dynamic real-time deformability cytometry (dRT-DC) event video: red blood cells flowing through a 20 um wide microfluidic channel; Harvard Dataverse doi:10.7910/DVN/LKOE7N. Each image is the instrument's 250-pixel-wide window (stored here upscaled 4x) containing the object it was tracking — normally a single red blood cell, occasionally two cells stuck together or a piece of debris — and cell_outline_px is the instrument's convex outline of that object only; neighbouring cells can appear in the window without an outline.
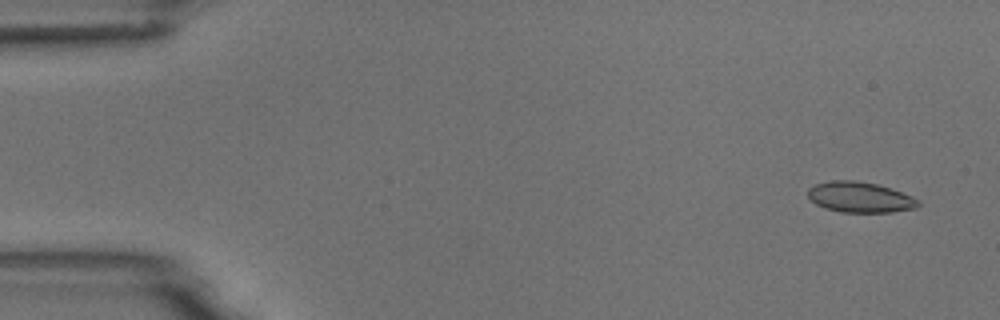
{"species": "common noctule bat (a hibernating species)", "species_latin": "Nyctalus noctula", "temperature_condition": "room temperature", "stored_images_in_passage": 7, "camera_frame_rate_fps": 3000, "um_per_image_px": 0.085, "animal": {"sex": "male", "body_mass_g": 18.8}, "frame": {"image": 1, "passage_image": 1, "time_ms": 0.0, "image_size_px": [1000, 320], "cell_outline_px": [[920, 204], [916, 208], [892, 212], [840, 212], [824, 208], [816, 204], [808, 196], [808, 188], [816, 184], [832, 180], [856, 180], [876, 184], [912, 196], [920, 200]], "centroid_in_image_um": [73.09, 16.77], "position_along_channel_um": 11.9, "area_um2": 19.59}}
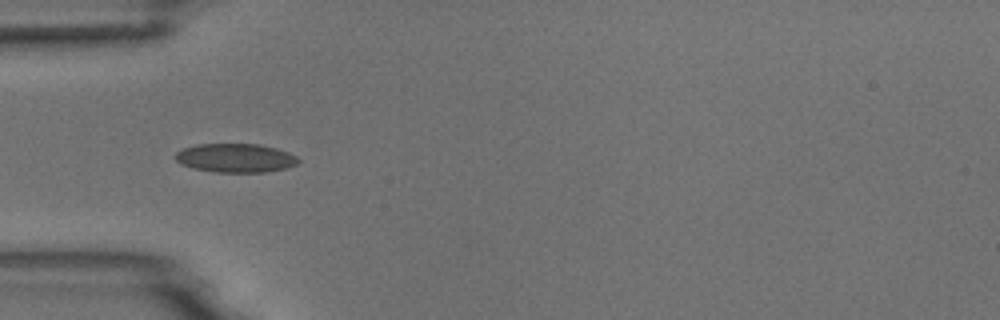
{"frame": {"image": 2, "passage_image": 5, "time_ms": 4.667, "image_size_px": [1000, 320], "cell_outline_px": [[300, 160], [296, 164], [288, 168], [264, 172], [216, 172], [192, 168], [180, 164], [176, 160], [176, 152], [184, 148], [196, 144], [260, 144], [276, 148], [288, 152], [296, 156]], "centroid_in_image_um": [20.02, 13.43], "position_along_channel_um": 65.0, "area_um2": 20.69}}